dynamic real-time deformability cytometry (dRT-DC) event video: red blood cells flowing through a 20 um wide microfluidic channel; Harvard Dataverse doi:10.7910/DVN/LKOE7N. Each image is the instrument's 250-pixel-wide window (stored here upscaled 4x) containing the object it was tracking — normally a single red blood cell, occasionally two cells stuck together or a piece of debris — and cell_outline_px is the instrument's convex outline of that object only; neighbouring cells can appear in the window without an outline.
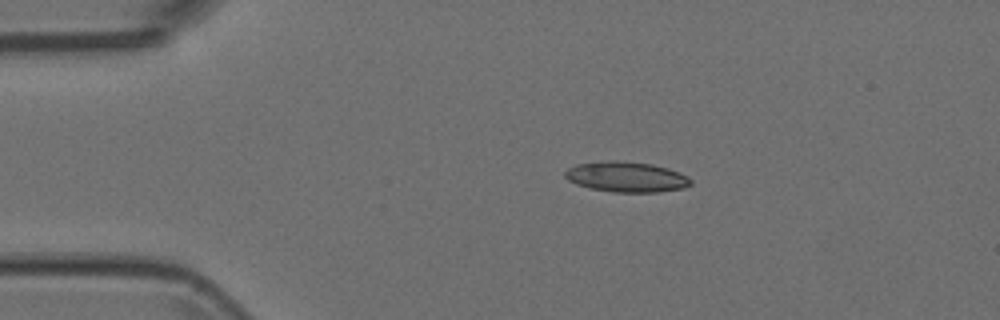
{"species": "Egyptian fruit bat (a non-hibernating species)", "species_latin": "Rousettus aegyptiacus", "temperature_condition": "room temperature", "stored_images_in_passage": 5, "camera_frame_rate_fps": 3000, "um_per_image_px": 0.085, "animal": {"sex": "female"}, "frame": {"image": 1, "passage_image": 3, "time_ms": 0.667, "image_size_px": [1000, 320], "cell_outline_px": [[692, 184], [680, 188], [656, 192], [612, 192], [588, 188], [576, 184], [568, 180], [564, 176], [564, 172], [568, 168], [576, 164], [612, 160], [616, 160], [652, 164], [668, 168], [680, 172], [692, 180]], "centroid_in_image_um": [53.21, 15.03], "position_along_channel_um": 31.8, "area_um2": 22.25}}
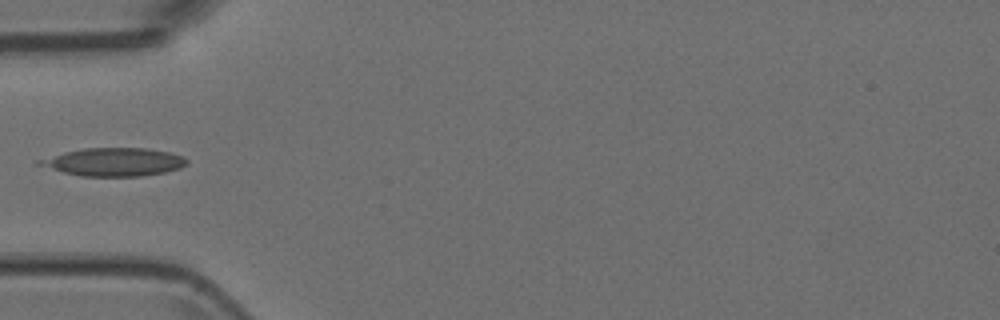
{"frame": {"image": 2, "passage_image": 5, "time_ms": 1.333, "image_size_px": [1000, 320], "cell_outline_px": [[188, 164], [180, 168], [164, 172], [144, 176], [80, 176], [64, 172], [36, 164], [36, 160], [64, 152], [84, 148], [144, 148], [172, 152], [184, 156], [188, 160]], "centroid_in_image_um": [9.72, 13.76], "position_along_channel_um": 75.3, "area_um2": 24.22}}